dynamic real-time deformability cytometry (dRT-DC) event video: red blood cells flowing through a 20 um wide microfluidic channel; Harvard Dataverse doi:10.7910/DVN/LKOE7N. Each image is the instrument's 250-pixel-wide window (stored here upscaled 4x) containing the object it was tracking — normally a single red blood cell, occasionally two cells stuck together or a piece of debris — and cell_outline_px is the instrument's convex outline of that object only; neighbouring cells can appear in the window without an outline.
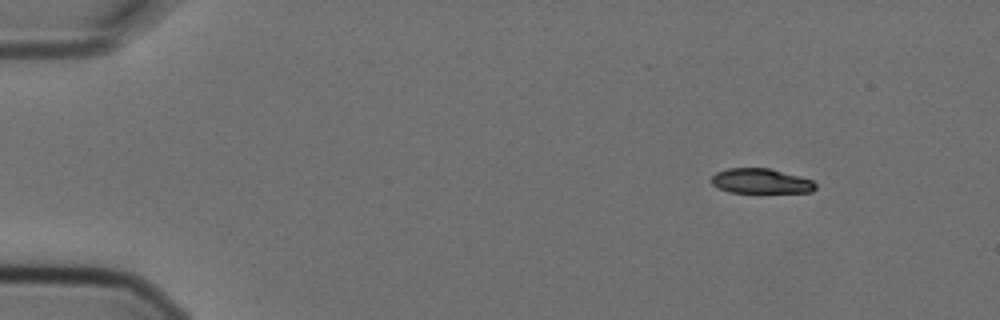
{"species": "Egyptian fruit bat (a non-hibernating species)", "species_latin": "Rousettus aegyptiacus", "temperature_condition": "cold", "stored_images_in_passage": 4, "camera_frame_rate_fps": 3000, "um_per_image_px": 0.085, "animal": {"sex": "female"}, "frame": {"image": 1, "passage_image": 1, "time_ms": 0.0, "image_size_px": [1000, 320], "cell_outline_px": [[816, 188], [812, 192], [728, 192], [712, 184], [708, 180], [716, 172], [728, 168], [772, 168], [800, 176], [812, 180], [816, 184]], "centroid_in_image_um": [64.66, 15.38], "position_along_channel_um": 20.3, "area_um2": 15.2}}
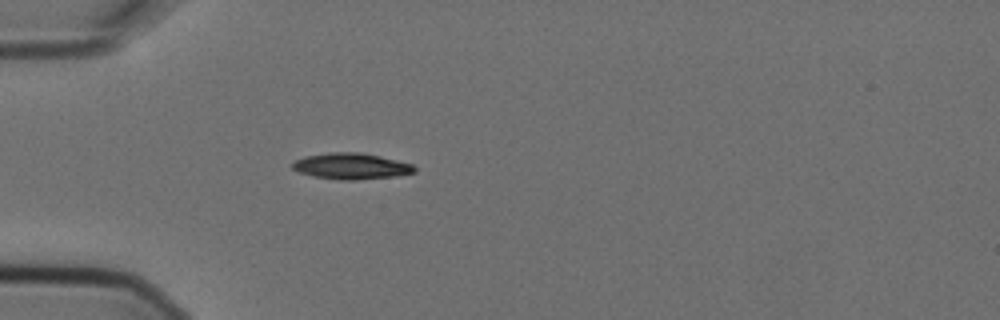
{"frame": {"image": 2, "passage_image": 4, "time_ms": 1.0, "image_size_px": [1000, 320], "cell_outline_px": [[416, 172], [396, 176], [356, 180], [340, 180], [312, 176], [300, 172], [292, 168], [292, 164], [296, 160], [304, 156], [332, 152], [360, 152], [380, 156], [412, 164], [416, 168]], "centroid_in_image_um": [29.86, 14.12], "position_along_channel_um": 55.1, "area_um2": 18.55}}